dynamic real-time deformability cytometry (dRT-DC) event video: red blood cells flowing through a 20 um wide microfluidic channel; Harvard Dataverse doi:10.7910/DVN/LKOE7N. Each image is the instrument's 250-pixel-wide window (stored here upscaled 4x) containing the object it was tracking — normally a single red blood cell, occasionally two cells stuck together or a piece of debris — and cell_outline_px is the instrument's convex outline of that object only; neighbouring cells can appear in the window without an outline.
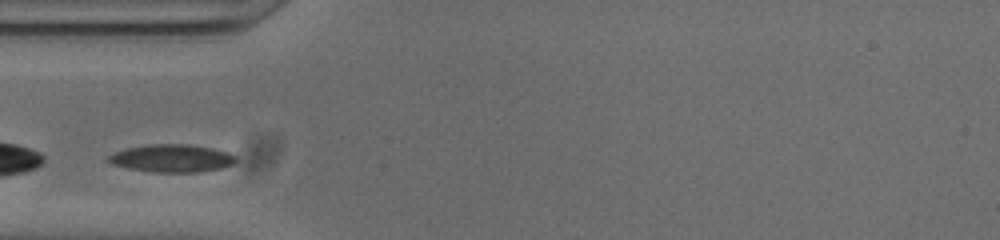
{"species": "common noctule bat (a hibernating species)", "species_latin": "Nyctalus noctula", "temperature_condition": "cold", "stored_images_in_passage": 27, "camera_frame_rate_fps": 3000, "um_per_image_px": 0.085, "animal": {"sex": "male", "body_mass_g": 20.0, "forearm_length_mm": 53.3}, "frame": {"image": 1, "passage_image": 1, "time_ms": 0.0, "image_size_px": [1000, 240], "cell_outline_px": [[236, 160], [232, 164], [220, 168], [200, 172], [152, 172], [128, 168], [112, 164], [104, 160], [108, 156], [116, 152], [128, 148], [152, 144], [184, 144], [212, 148], [228, 152], [236, 156]], "centroid_in_image_um": [14.59, 13.46], "position_along_channel_um": 70.4, "area_um2": 20.46}}